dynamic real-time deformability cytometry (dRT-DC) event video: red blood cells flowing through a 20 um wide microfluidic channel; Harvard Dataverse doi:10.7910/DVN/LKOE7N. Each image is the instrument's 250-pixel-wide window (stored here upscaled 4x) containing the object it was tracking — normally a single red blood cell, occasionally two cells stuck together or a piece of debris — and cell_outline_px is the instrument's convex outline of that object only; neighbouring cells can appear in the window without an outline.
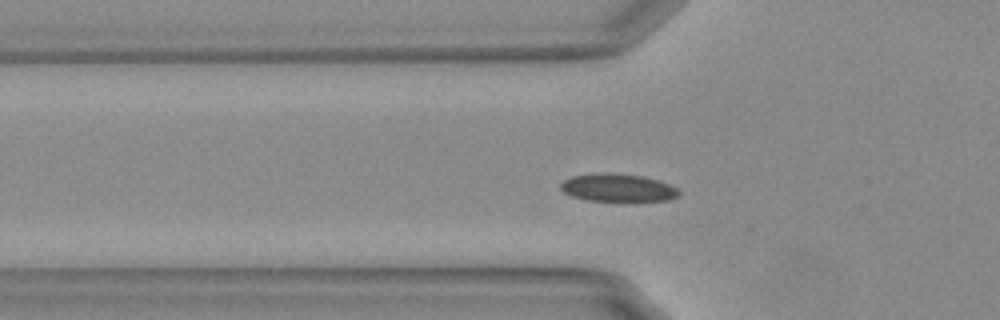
{"species": "Egyptian fruit bat (a non-hibernating species)", "species_latin": "Rousettus aegyptiacus", "temperature_condition": "warm", "stored_images_in_passage": 51, "camera_frame_rate_fps": 3000, "um_per_image_px": 0.085, "animal": {"sex": "female"}, "frame": {"image": 1, "passage_image": 13, "time_ms": 4.0, "image_size_px": [1000, 320], "cell_outline_px": [[680, 196], [672, 200], [636, 204], [624, 204], [584, 200], [572, 196], [564, 192], [560, 188], [560, 184], [564, 180], [572, 176], [604, 172], [608, 172], [640, 176], [656, 180], [668, 184], [676, 188], [680, 192]], "centroid_in_image_um": [52.56, 16.04], "position_along_channel_um": 73.2, "area_um2": 20.35}}
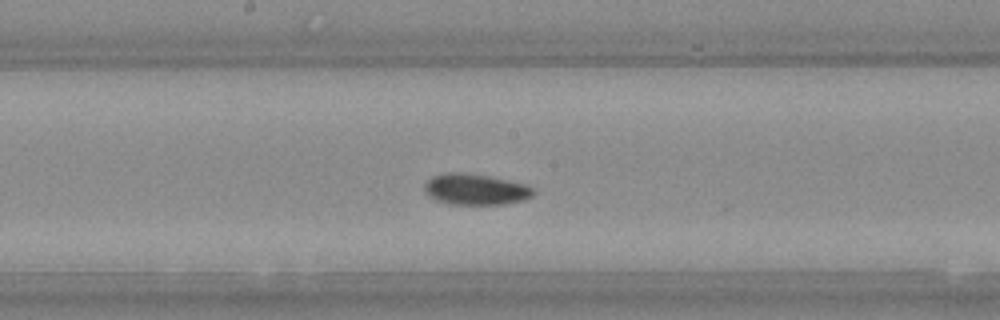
{"frame": {"image": 2, "passage_image": 24, "time_ms": 7.667, "image_size_px": [1000, 320], "cell_outline_px": [[536, 192], [532, 196], [524, 200], [504, 204], [448, 204], [436, 200], [428, 196], [424, 192], [424, 184], [432, 176], [448, 172], [456, 172], [488, 176], [528, 184]], "centroid_in_image_um": [40.42, 16.1], "position_along_channel_um": 207.8, "area_um2": 19.77}}
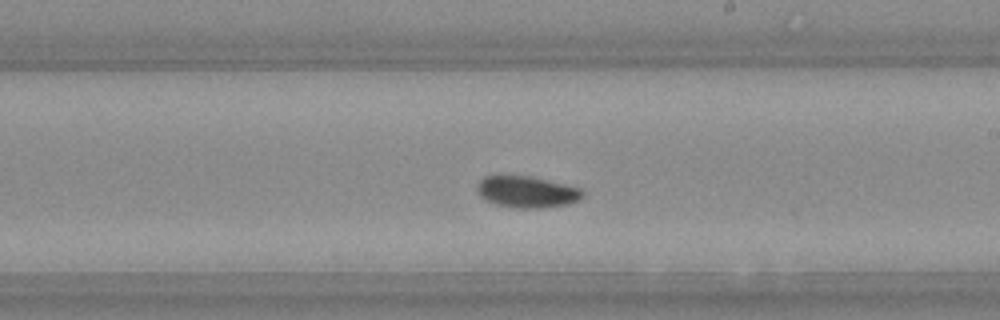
{"frame": {"image": 3, "passage_image": 27, "time_ms": 8.667, "image_size_px": [1000, 320], "cell_outline_px": [[584, 196], [568, 204], [540, 208], [516, 208], [496, 204], [484, 200], [480, 196], [476, 188], [480, 180], [484, 176], [528, 176], [580, 188], [584, 192]], "centroid_in_image_um": [44.75, 16.32], "position_along_channel_um": 244.3, "area_um2": 19.13}}